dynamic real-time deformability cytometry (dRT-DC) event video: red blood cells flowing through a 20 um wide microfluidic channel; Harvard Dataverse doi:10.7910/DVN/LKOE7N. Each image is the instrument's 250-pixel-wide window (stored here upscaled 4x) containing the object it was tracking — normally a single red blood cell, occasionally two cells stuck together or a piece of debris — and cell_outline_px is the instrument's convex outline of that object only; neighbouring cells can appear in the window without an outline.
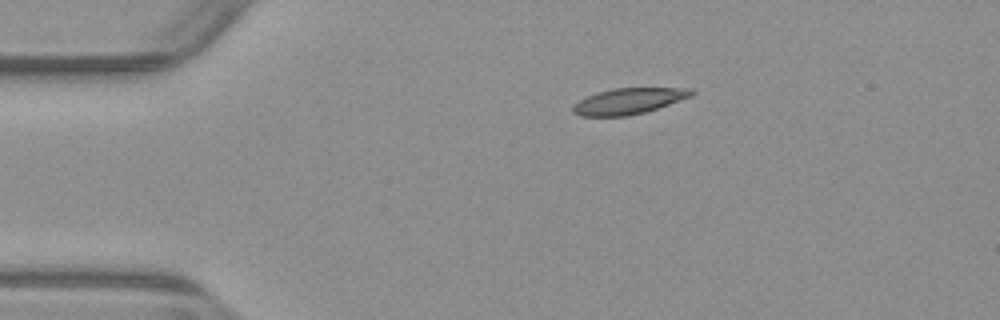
{"species": "common noctule bat (a hibernating species)", "species_latin": "Nyctalus noctula", "temperature_condition": "warm", "stored_images_in_passage": 44, "camera_frame_rate_fps": 3000, "um_per_image_px": 0.085, "animal": {"sex": "male", "body_mass_g": 23.1, "forearm_length_mm": 52.7}, "frame": {"image": 1, "passage_image": 1, "time_ms": 0.0, "image_size_px": [1000, 320], "cell_outline_px": [[696, 92], [692, 96], [644, 112], [628, 116], [580, 116], [572, 112], [572, 108], [580, 100], [596, 92], [612, 88], [692, 88]], "centroid_in_image_um": [53.44, 8.58], "position_along_channel_um": 31.6, "area_um2": 17.8}}
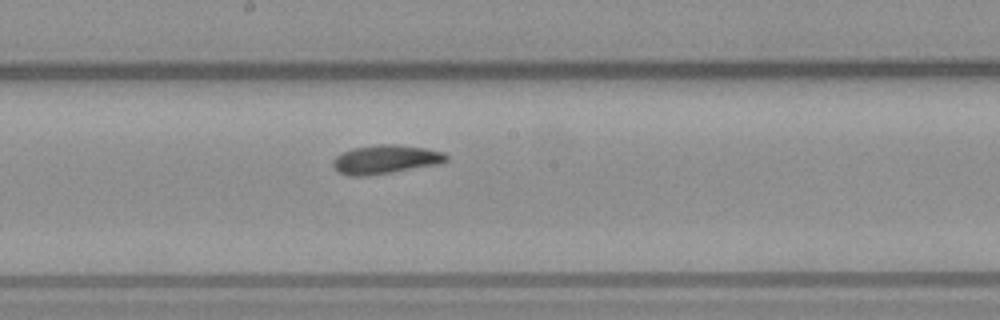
{"frame": {"image": 2, "passage_image": 19, "time_ms": 6.0, "image_size_px": [1000, 320], "cell_outline_px": [[448, 160], [436, 164], [392, 172], [364, 176], [348, 176], [332, 168], [332, 160], [336, 156], [352, 148], [380, 144], [396, 144], [424, 148], [444, 152], [448, 156]], "centroid_in_image_um": [32.73, 13.55], "position_along_channel_um": 215.5, "area_um2": 18.9}}
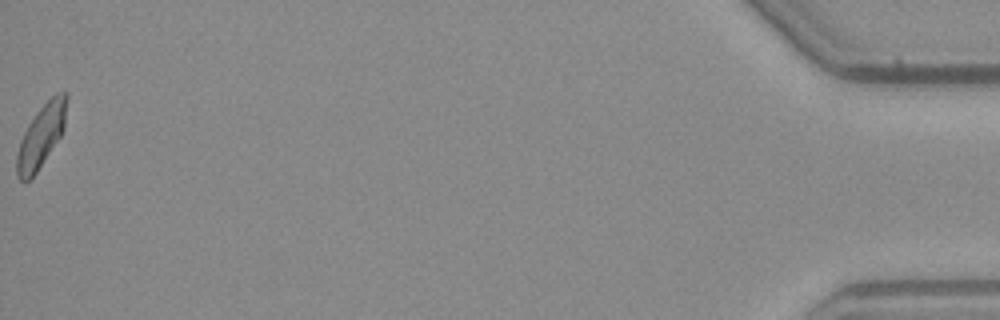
{"frame": {"image": 3, "passage_image": 44, "time_ms": 14.333, "image_size_px": [1000, 320], "cell_outline_px": [[68, 100], [64, 128], [60, 136], [36, 172], [24, 184], [16, 176], [16, 156], [20, 140], [28, 124], [36, 112], [56, 92], [68, 92]], "centroid_in_image_um": [3.49, 11.54], "position_along_channel_um": 431.7, "area_um2": 18.21}, "authors_computed_cell_mechanics": {"area_um2": 18.5249, "velocity_mm_per_s": 3.8796, "shape_relaxation_time_tau1_ms": 5.5182, "shape_relaxation_time_tau2_ms": 4.366, "deformation_change_tau1": 0.1382, "deformation_change_tau2": 0.107}}